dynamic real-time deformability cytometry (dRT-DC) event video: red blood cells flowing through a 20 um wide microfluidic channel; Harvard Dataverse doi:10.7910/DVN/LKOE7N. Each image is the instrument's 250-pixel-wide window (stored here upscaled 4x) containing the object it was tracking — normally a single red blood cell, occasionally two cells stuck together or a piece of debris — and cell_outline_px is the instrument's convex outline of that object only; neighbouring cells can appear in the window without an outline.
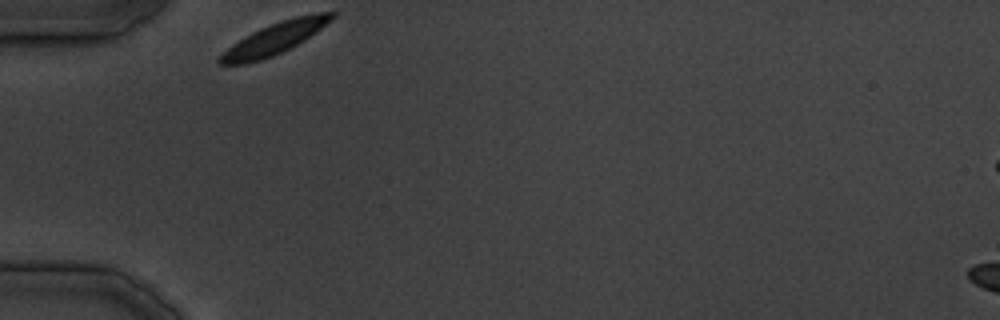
{"species": "common noctule bat (a hibernating species)", "species_latin": "Nyctalus noctula", "temperature_condition": "cold", "stored_images_in_passage": 22, "camera_frame_rate_fps": 3000, "um_per_image_px": 0.085, "animal": {"sex": "male", "body_mass_g": 19.5, "forearm_length_mm": 54.6}, "frame": {"image": 1, "passage_image": 1, "time_ms": 0.0, "image_size_px": [1000, 320], "cell_outline_px": [[336, 16], [332, 20], [316, 32], [304, 40], [272, 56], [260, 60], [244, 64], [220, 64], [216, 60], [228, 48], [252, 32], [260, 28], [280, 20], [296, 16], [316, 12], [336, 12]], "centroid_in_image_um": [23.38, 3.24], "position_along_channel_um": 61.6, "area_um2": 20.17}}